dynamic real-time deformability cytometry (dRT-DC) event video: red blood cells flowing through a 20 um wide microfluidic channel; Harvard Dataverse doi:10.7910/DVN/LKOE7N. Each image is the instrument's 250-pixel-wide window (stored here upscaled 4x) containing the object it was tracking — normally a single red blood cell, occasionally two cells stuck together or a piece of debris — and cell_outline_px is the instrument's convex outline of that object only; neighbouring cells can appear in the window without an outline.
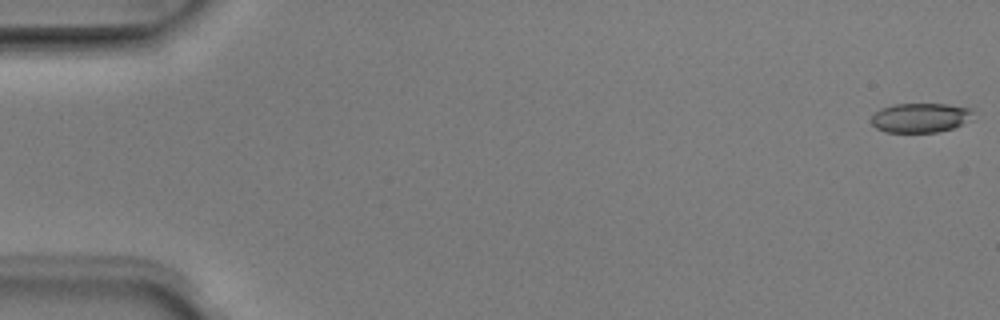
{"species": "Egyptian fruit bat (a non-hibernating species)", "species_latin": "Rousettus aegyptiacus", "temperature_condition": "room temperature", "stored_images_in_passage": 6, "camera_frame_rate_fps": 3000, "um_per_image_px": 0.085, "animal": {"sex": "male"}, "frame": {"image": 1, "passage_image": 1, "time_ms": 0.0, "image_size_px": [1000, 320], "cell_outline_px": [[972, 120], [952, 128], [936, 132], [884, 132], [876, 128], [872, 124], [872, 116], [880, 108], [896, 104], [948, 104], [972, 108]], "centroid_in_image_um": [78.25, 10.0], "position_along_channel_um": 6.8, "area_um2": 17.51}}
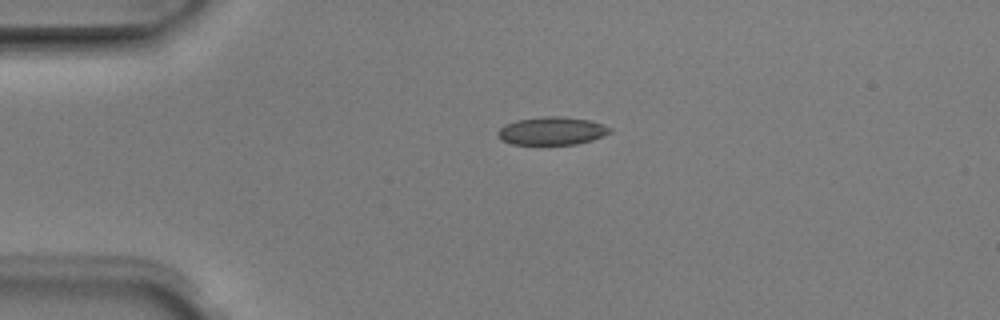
{"frame": {"image": 2, "passage_image": 4, "time_ms": 1.0, "image_size_px": [1000, 320], "cell_outline_px": [[612, 132], [592, 140], [576, 144], [512, 144], [500, 140], [496, 136], [496, 132], [504, 124], [516, 120], [544, 116], [560, 116], [588, 120], [604, 124], [612, 128]], "centroid_in_image_um": [46.88, 11.12], "position_along_channel_um": 38.1, "area_um2": 18.44}}
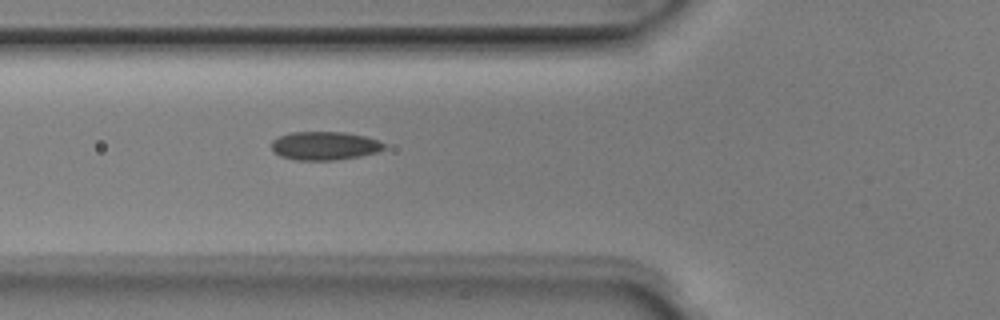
{"frame": {"image": 3, "passage_image": 6, "time_ms": 1.667, "image_size_px": [1000, 320], "cell_outline_px": [[384, 148], [376, 152], [360, 156], [336, 160], [296, 160], [280, 156], [272, 152], [272, 140], [280, 136], [292, 132], [344, 132], [364, 136], [376, 140], [384, 144]], "centroid_in_image_um": [27.54, 12.39], "position_along_channel_um": 98.3, "area_um2": 18.55}}